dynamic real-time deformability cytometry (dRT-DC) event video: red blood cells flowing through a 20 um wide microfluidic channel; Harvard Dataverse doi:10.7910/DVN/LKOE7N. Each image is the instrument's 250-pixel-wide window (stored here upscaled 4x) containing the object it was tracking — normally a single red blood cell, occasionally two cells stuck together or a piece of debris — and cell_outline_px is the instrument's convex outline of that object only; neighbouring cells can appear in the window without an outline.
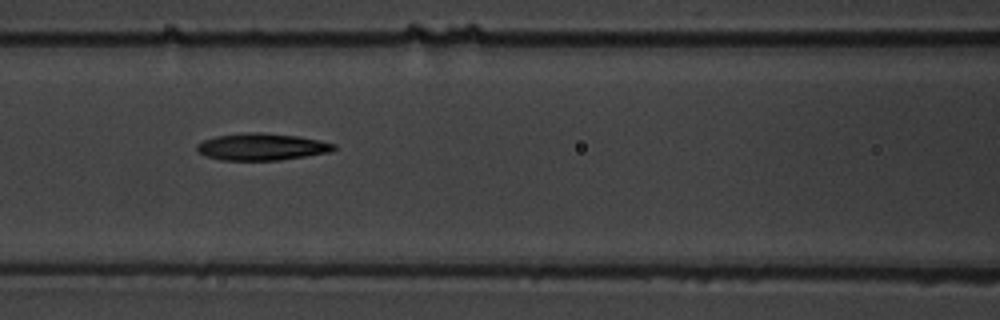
{"species": "common noctule bat (a hibernating species)", "species_latin": "Nyctalus noctula", "temperature_condition": "warm", "stored_images_in_passage": 9, "segment_of_instrument_passage": [1, 2], "camera_frame_rate_fps": 3000, "um_per_image_px": 0.085, "animal": {"sex": "male", "body_mass_g": 19.5, "forearm_length_mm": 54.6}, "frame": {"image": 1, "passage_image": 7, "time_ms": 6.667, "image_size_px": [1000, 320], "cell_outline_px": [[336, 148], [332, 152], [280, 160], [220, 160], [208, 156], [200, 152], [196, 148], [196, 144], [204, 140], [216, 136], [252, 132], [264, 132], [300, 136], [320, 140], [336, 144]], "centroid_in_image_um": [22.3, 12.47], "position_along_channel_um": 144.3, "area_um2": 21.56}}
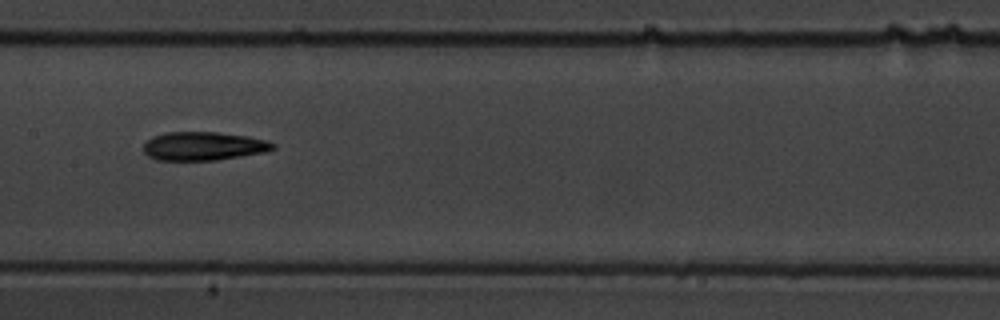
{"frame": {"image": 2, "passage_image": 8, "time_ms": 8.0, "image_size_px": [1000, 320], "cell_outline_px": [[276, 148], [264, 152], [216, 160], [156, 160], [148, 156], [144, 152], [144, 144], [152, 136], [168, 132], [216, 132], [248, 136], [264, 140], [276, 144]], "centroid_in_image_um": [17.28, 12.42], "position_along_channel_um": 190.1, "area_um2": 21.44}}